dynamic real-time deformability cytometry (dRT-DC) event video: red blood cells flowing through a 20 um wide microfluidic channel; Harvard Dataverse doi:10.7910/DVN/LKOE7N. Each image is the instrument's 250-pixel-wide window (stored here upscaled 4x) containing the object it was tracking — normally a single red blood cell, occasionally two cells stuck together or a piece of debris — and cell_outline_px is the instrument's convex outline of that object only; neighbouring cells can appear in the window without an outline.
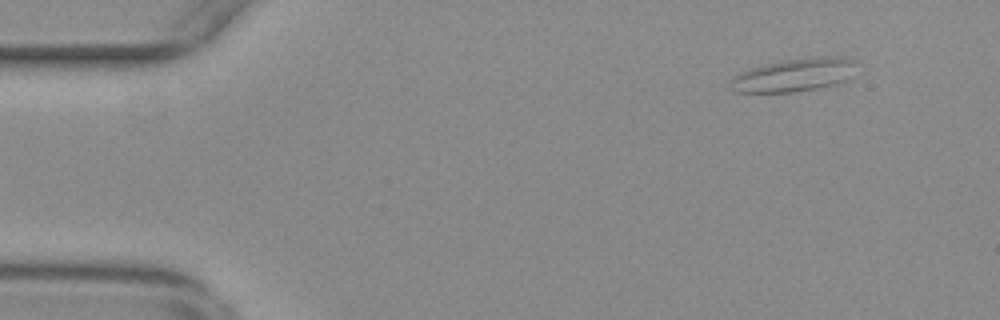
{"species": "common noctule bat (a hibernating species)", "species_latin": "Nyctalus noctula", "temperature_condition": "warm", "stored_images_in_passage": 58, "camera_frame_rate_fps": 3000, "um_per_image_px": 0.085, "animal": {"sex": "female", "body_mass_g": 29.2, "forearm_length_mm": 56.3}, "frame": {"image": 1, "passage_image": 6, "time_ms": 1.667, "image_size_px": [1000, 320], "cell_outline_px": [[852, 60], [848, 80], [836, 84], [816, 88], [792, 92], [736, 92], [732, 80], [740, 72], [764, 64], [784, 60], [820, 56], [844, 56]], "centroid_in_image_um": [67.51, 6.37], "position_along_channel_um": 17.5, "area_um2": 23.58}}
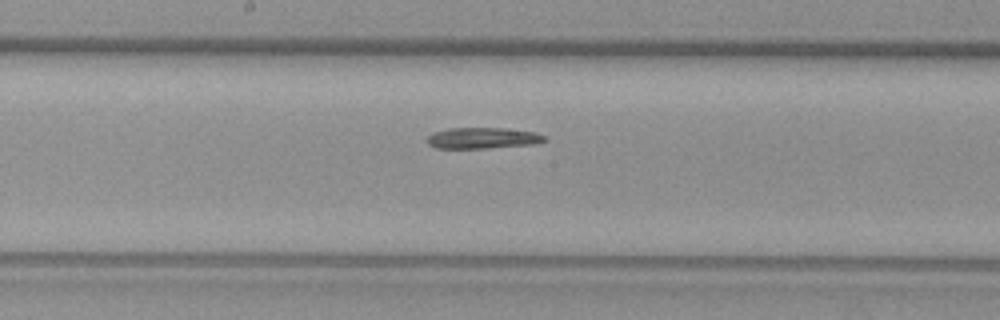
{"frame": {"image": 2, "passage_image": 30, "time_ms": 9.667, "image_size_px": [1000, 320], "cell_outline_px": [[548, 140], [536, 144], [484, 148], [436, 148], [428, 144], [428, 136], [432, 132], [448, 128], [504, 128], [536, 132], [544, 136]], "centroid_in_image_um": [41.04, 11.73], "position_along_channel_um": 207.2, "area_um2": 14.45}}
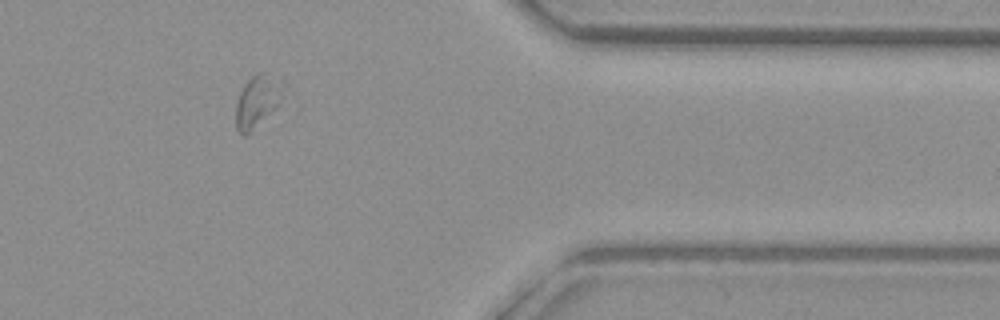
{"frame": {"image": 3, "passage_image": 47, "time_ms": 15.333, "image_size_px": [1000, 320], "cell_outline_px": [[280, 96], [276, 108], [244, 136], [236, 128], [236, 104], [240, 92], [244, 84], [256, 72], [260, 72], [280, 92]], "centroid_in_image_um": [21.71, 8.72], "position_along_channel_um": 389.7, "area_um2": 12.72}, "authors_computed_cell_mechanics": {"area_um2": 15.5193, "velocity_mm_per_s": 3.6196, "shape_relaxation_time_tau1_ms": null, "shape_relaxation_time_tau2_ms": 9.3467, "deformation_change_tau1": null, "deformation_change_tau2": 0.1257}}